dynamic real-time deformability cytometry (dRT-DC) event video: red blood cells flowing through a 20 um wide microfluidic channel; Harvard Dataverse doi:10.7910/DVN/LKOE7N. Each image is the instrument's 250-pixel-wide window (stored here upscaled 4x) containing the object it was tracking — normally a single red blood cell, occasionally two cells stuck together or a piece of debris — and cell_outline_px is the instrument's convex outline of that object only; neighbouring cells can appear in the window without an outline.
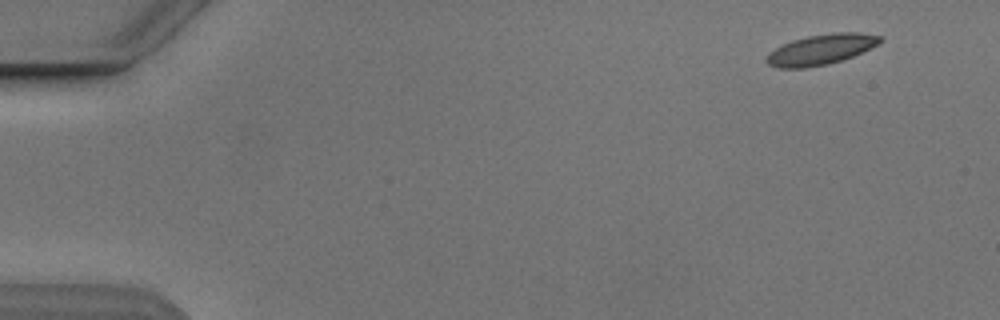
{"species": "Egyptian fruit bat (a non-hibernating species)", "species_latin": "Rousettus aegyptiacus", "temperature_condition": "cold", "stored_images_in_passage": 14, "camera_frame_rate_fps": 3000, "um_per_image_px": 0.085, "animal": {"sex": "male"}, "frame": {"image": 1, "passage_image": 1, "time_ms": 0.0, "image_size_px": [1000, 320], "cell_outline_px": [[884, 40], [852, 56], [828, 64], [804, 68], [780, 68], [768, 64], [764, 60], [768, 52], [792, 40], [808, 36], [832, 32], [860, 32], [884, 36]], "centroid_in_image_um": [69.77, 4.19], "position_along_channel_um": 15.2, "area_um2": 20.0}}
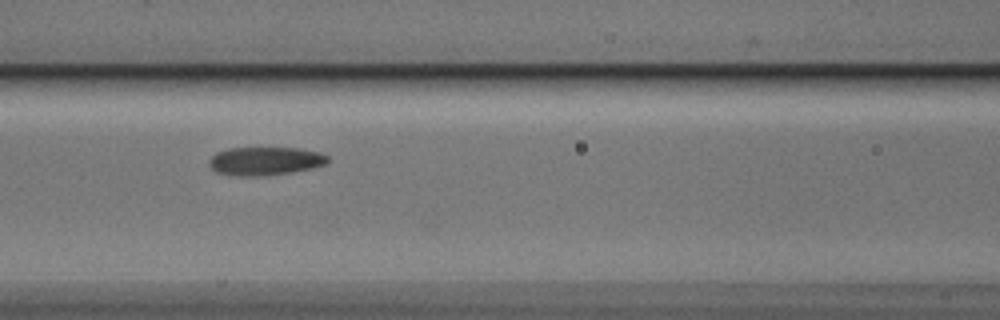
{"frame": {"image": 2, "passage_image": 6, "time_ms": 6.667, "image_size_px": [1000, 320], "cell_outline_px": [[328, 160], [324, 164], [312, 168], [292, 172], [256, 176], [240, 176], [216, 172], [208, 164], [208, 160], [216, 152], [228, 148], [300, 148], [320, 152], [328, 156]], "centroid_in_image_um": [22.52, 13.68], "position_along_channel_um": 144.1, "area_um2": 19.54}}
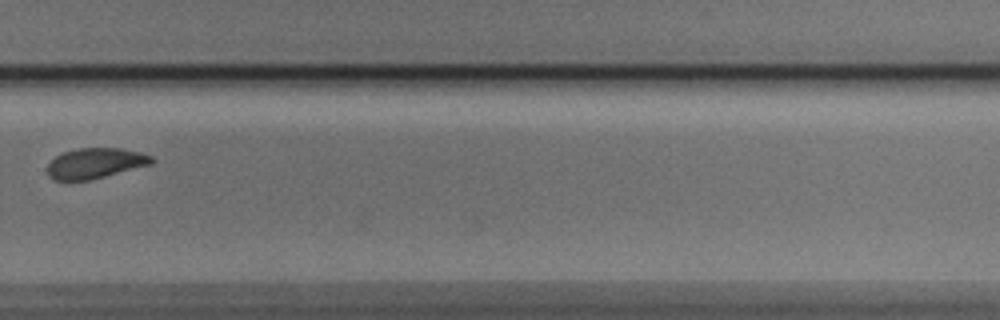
{"frame": {"image": 3, "passage_image": 10, "time_ms": 11.333, "image_size_px": [1000, 320], "cell_outline_px": [[156, 160], [152, 164], [88, 180], [56, 180], [48, 176], [48, 164], [56, 156], [64, 152], [76, 148], [120, 148], [140, 152], [152, 156]], "centroid_in_image_um": [8.12, 13.86], "position_along_channel_um": 321.7, "area_um2": 18.32}, "authors_computed_cell_mechanics": {"area_um2": 19.5653, "velocity_mm_per_s": 3.8045, "shape_relaxation_time_tau1_ms": null, "shape_relaxation_time_tau2_ms": 1.3491, "deformation_change_tau1": null, "deformation_change_tau2": 0.0416}}